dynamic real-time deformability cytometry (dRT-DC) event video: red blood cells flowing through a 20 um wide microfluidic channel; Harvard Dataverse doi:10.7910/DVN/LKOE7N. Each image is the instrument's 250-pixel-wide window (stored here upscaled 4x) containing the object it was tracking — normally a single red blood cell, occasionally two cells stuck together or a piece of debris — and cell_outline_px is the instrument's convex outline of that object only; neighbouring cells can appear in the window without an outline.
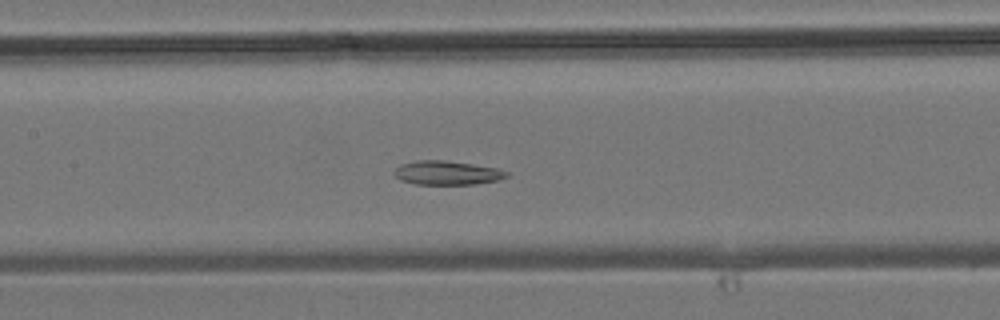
{"species": "common noctule bat (a hibernating species)", "species_latin": "Nyctalus noctula", "temperature_condition": "room temperature", "stored_images_in_passage": 37, "camera_frame_rate_fps": 3000, "um_per_image_px": 0.085, "animal": {"sex": "male", "body_mass_g": 19.2, "forearm_length_mm": 51.8}, "frame": {"image": 1, "passage_image": 13, "time_ms": 4.0, "image_size_px": [1000, 320], "cell_outline_px": [[508, 176], [496, 180], [472, 184], [416, 184], [400, 180], [392, 172], [400, 164], [420, 160], [444, 160], [472, 164], [496, 168], [508, 172]], "centroid_in_image_um": [37.95, 14.69], "position_along_channel_um": 169.4, "area_um2": 15.49}}
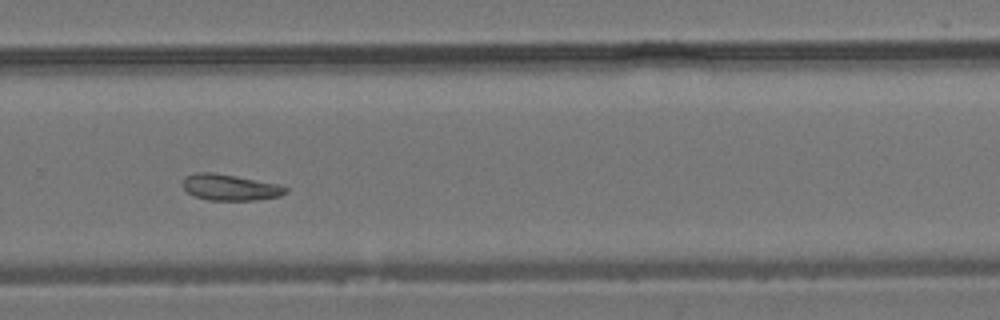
{"frame": {"image": 2, "passage_image": 22, "time_ms": 7.0, "image_size_px": [1000, 320], "cell_outline_px": [[288, 192], [280, 196], [256, 200], [208, 200], [196, 196], [188, 192], [184, 188], [184, 176], [196, 172], [212, 172], [236, 176], [280, 184], [288, 188]], "centroid_in_image_um": [19.59, 15.92], "position_along_channel_um": 310.2, "area_um2": 15.66}}
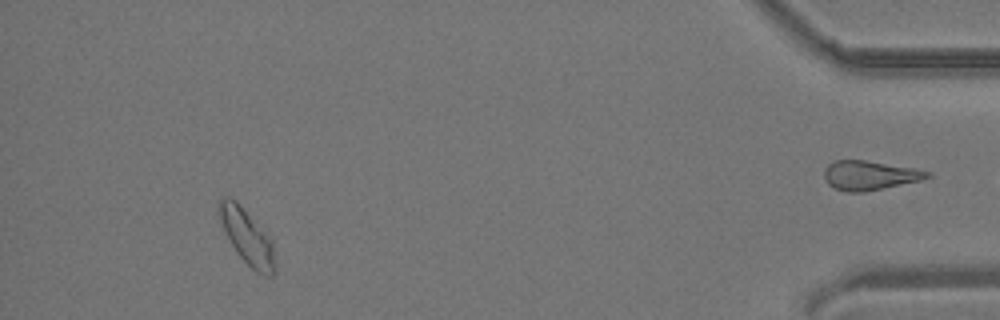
{"frame": {"image": 3, "passage_image": 33, "time_ms": 10.667, "image_size_px": [1000, 320], "cell_outline_px": [[276, 272], [272, 276], [264, 276], [256, 272], [236, 252], [228, 240], [220, 220], [216, 208], [220, 200], [224, 196], [228, 196], [236, 200], [272, 240]], "centroid_in_image_um": [20.98, 20.13], "position_along_channel_um": 414.2, "area_um2": 17.92}}